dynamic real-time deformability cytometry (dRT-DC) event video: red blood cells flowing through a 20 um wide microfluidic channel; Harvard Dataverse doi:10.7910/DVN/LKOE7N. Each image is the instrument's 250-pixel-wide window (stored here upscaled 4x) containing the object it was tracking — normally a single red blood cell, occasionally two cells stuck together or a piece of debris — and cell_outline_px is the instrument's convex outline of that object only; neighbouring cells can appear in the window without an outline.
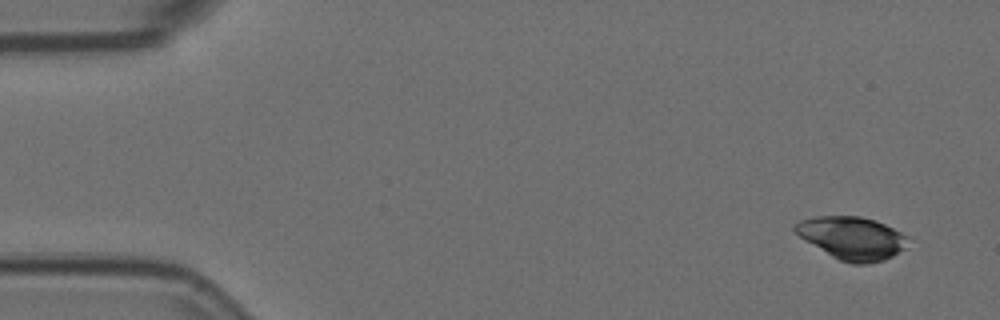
{"species": "Egyptian fruit bat (a non-hibernating species)", "species_latin": "Rousettus aegyptiacus", "temperature_condition": "room temperature", "stored_images_in_passage": 5, "camera_frame_rate_fps": 3000, "um_per_image_px": 0.085, "animal": {"sex": "female"}, "frame": {"image": 1, "passage_image": 1, "time_ms": 0.0, "image_size_px": [1000, 320], "cell_outline_px": [[908, 248], [884, 260], [868, 264], [852, 264], [840, 260], [832, 256], [804, 240], [792, 228], [792, 224], [800, 220], [816, 216], [860, 216], [884, 224], [908, 236]], "centroid_in_image_um": [72.43, 20.24], "position_along_channel_um": 12.6, "area_um2": 28.21}}
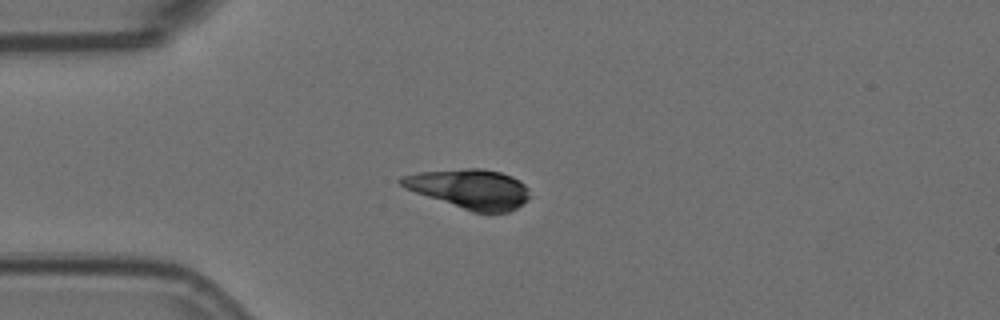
{"frame": {"image": 2, "passage_image": 4, "time_ms": 1.0, "image_size_px": [1000, 320], "cell_outline_px": [[528, 200], [516, 208], [508, 212], [472, 212], [404, 188], [396, 180], [400, 176], [420, 172], [468, 168], [480, 168], [500, 172], [512, 176], [520, 180], [528, 188]], "centroid_in_image_um": [39.91, 16.05], "position_along_channel_um": 45.1, "area_um2": 29.48}}